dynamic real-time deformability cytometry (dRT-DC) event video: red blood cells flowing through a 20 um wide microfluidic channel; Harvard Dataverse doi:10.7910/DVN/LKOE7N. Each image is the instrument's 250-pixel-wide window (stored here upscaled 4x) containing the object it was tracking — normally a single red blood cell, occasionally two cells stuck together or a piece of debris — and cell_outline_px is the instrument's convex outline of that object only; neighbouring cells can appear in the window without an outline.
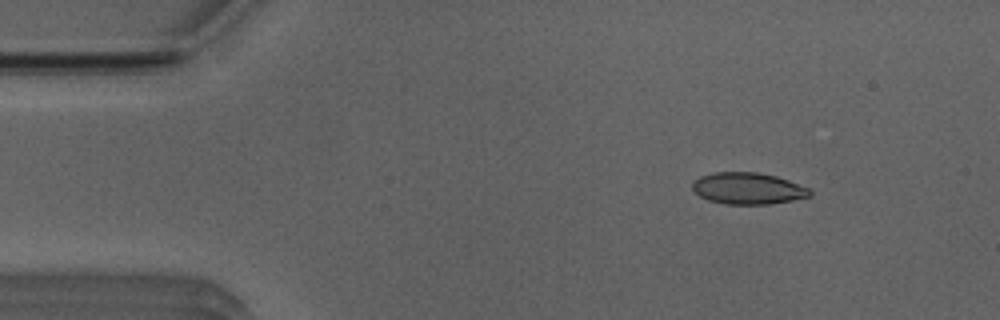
{"species": "Egyptian fruit bat (a non-hibernating species)", "species_latin": "Rousettus aegyptiacus", "temperature_condition": "room temperature", "stored_images_in_passage": 14, "camera_frame_rate_fps": 3000, "um_per_image_px": 0.085, "animal": {"sex": "male"}, "frame": {"image": 1, "passage_image": 6, "time_ms": 1.667, "image_size_px": [1000, 320], "cell_outline_px": [[812, 196], [792, 200], [768, 204], [724, 204], [708, 200], [700, 196], [692, 188], [692, 180], [700, 176], [716, 172], [756, 172], [776, 176], [788, 180], [808, 188], [812, 192]], "centroid_in_image_um": [63.55, 16.01], "position_along_channel_um": 21.4, "area_um2": 21.62}}